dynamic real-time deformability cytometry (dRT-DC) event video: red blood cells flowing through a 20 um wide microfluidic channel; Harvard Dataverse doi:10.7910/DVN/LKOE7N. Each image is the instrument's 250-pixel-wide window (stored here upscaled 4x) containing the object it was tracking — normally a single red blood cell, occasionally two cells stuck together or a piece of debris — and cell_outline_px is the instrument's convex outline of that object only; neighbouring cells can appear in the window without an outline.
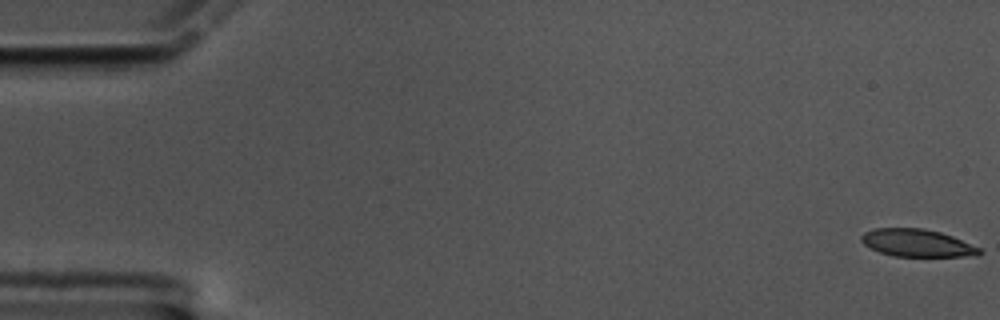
{"species": "common noctule bat (a hibernating species)", "species_latin": "Nyctalus noctula", "temperature_condition": "cold", "stored_images_in_passage": 60, "camera_frame_rate_fps": 3000, "um_per_image_px": 0.085, "animal": {"sex": "male", "body_mass_g": 17.5, "forearm_length_mm": 52.3}, "frame": {"image": 1, "passage_image": 1, "time_ms": 0.0, "image_size_px": [1000, 320], "cell_outline_px": [[984, 252], [980, 256], [896, 256], [880, 252], [864, 244], [860, 240], [860, 236], [864, 232], [872, 228], [924, 228], [940, 232], [952, 236], [980, 248]], "centroid_in_image_um": [77.96, 20.65], "position_along_channel_um": 7.0, "area_um2": 18.96}}
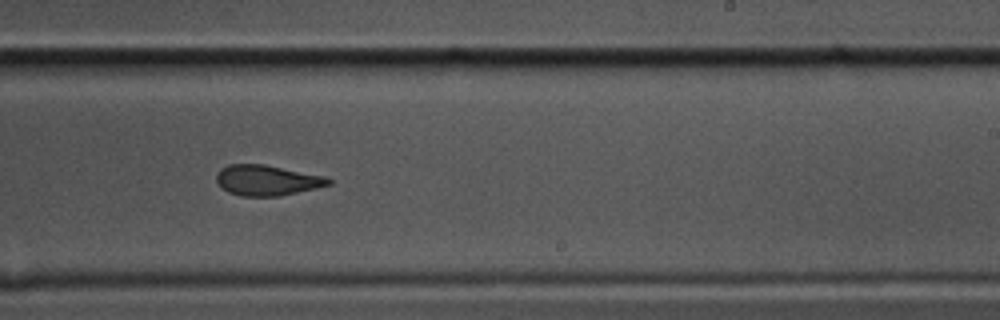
{"frame": {"image": 2, "passage_image": 37, "time_ms": 12.0, "image_size_px": [1000, 320], "cell_outline_px": [[332, 184], [316, 188], [280, 196], [240, 196], [228, 192], [216, 180], [216, 172], [220, 168], [228, 164], [264, 164], [324, 176], [332, 180]], "centroid_in_image_um": [22.68, 15.32], "position_along_channel_um": 266.3, "area_um2": 19.88}}
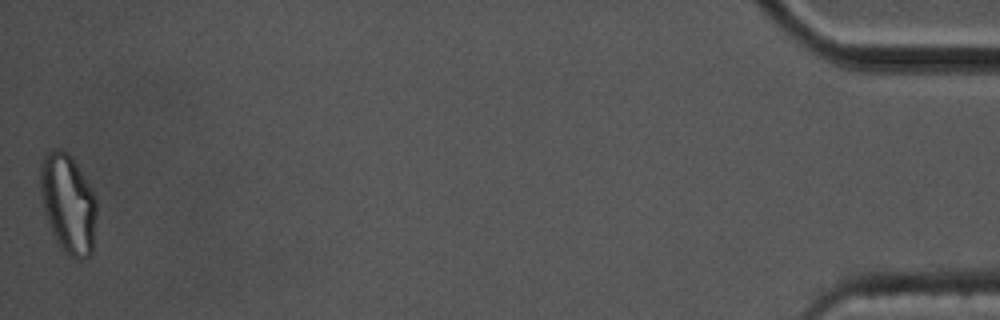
{"frame": {"image": 3, "passage_image": 60, "time_ms": 19.667, "image_size_px": [1000, 320], "cell_outline_px": [[96, 212], [92, 252], [88, 256], [80, 260], [76, 260], [64, 252], [56, 240], [48, 224], [40, 192], [40, 160], [44, 152], [52, 148], [60, 148], [68, 152], [76, 164], [88, 184], [96, 200]], "centroid_in_image_um": [5.76, 17.27], "position_along_channel_um": 429.4, "area_um2": 32.6}, "authors_computed_cell_mechanics": {"area_um2": 20.8947, "velocity_mm_per_s": 3.3651, "shape_relaxation_time_tau1_ms": 8.1985, "shape_relaxation_time_tau2_ms": 3.3826, "deformation_change_tau1": 0.1934, "deformation_change_tau2": 0.1089}}